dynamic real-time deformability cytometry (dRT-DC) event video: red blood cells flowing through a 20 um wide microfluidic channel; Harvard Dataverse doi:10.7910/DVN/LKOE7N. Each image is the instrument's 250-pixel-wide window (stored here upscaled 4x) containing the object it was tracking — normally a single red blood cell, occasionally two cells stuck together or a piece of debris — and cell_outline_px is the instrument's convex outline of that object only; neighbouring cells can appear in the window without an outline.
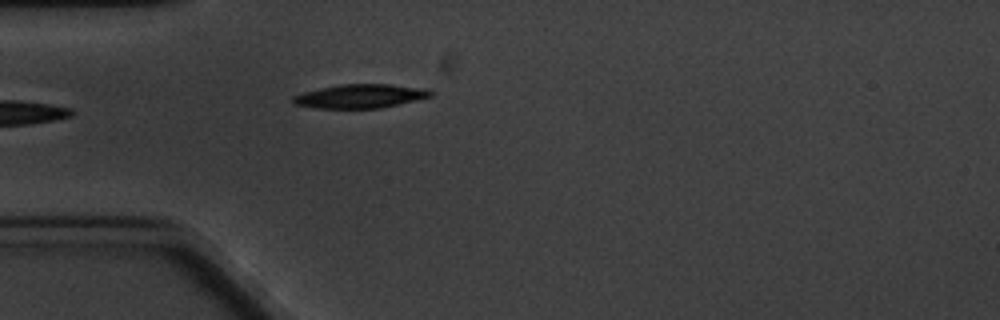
{"species": "common noctule bat (a hibernating species)", "species_latin": "Nyctalus noctula", "temperature_condition": "cold", "stored_images_in_passage": 2, "camera_frame_rate_fps": 3000, "um_per_image_px": 0.085, "animal": {"sex": "male", "body_mass_g": 20.1, "forearm_length_mm": 53.5}, "frame": {"image": 1, "passage_image": 2, "time_ms": 1.333, "image_size_px": [1000, 320], "cell_outline_px": [[432, 96], [416, 100], [380, 108], [316, 108], [292, 104], [292, 96], [304, 92], [320, 88], [340, 84], [392, 84], [424, 88], [432, 92]], "centroid_in_image_um": [30.59, 8.17], "position_along_channel_um": 54.4, "area_um2": 19.07}}